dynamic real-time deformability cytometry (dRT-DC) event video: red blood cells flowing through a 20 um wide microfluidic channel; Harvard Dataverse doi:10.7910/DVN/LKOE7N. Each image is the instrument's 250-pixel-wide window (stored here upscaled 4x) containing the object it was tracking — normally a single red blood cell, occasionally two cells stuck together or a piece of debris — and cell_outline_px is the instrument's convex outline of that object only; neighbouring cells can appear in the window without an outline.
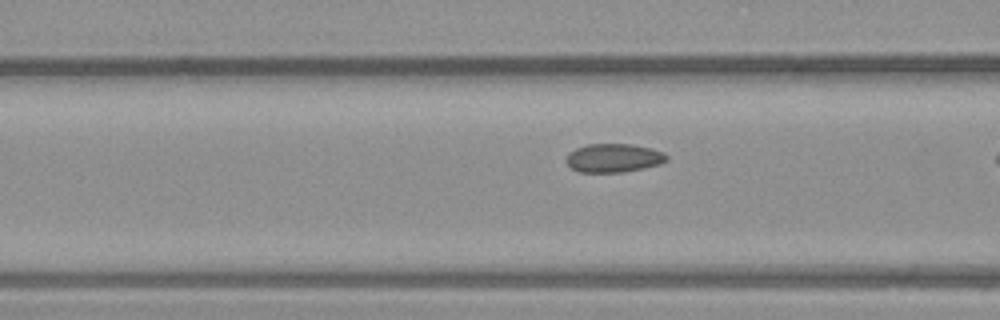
{"species": "common noctule bat (a hibernating species)", "species_latin": "Nyctalus noctula", "temperature_condition": "warm", "stored_images_in_passage": 5, "camera_frame_rate_fps": 3000, "um_per_image_px": 0.085, "animal": {"sex": "male", "body_mass_g": 23.1, "forearm_length_mm": 52.7}, "frame": {"image": 1, "passage_image": 4, "time_ms": 1.0, "image_size_px": [1000, 320], "cell_outline_px": [[668, 160], [660, 164], [644, 168], [624, 172], [580, 172], [572, 168], [564, 160], [568, 152], [576, 148], [588, 144], [632, 144], [652, 148], [664, 152], [668, 156]], "centroid_in_image_um": [52.17, 13.42], "position_along_channel_um": 114.4, "area_um2": 16.94}}